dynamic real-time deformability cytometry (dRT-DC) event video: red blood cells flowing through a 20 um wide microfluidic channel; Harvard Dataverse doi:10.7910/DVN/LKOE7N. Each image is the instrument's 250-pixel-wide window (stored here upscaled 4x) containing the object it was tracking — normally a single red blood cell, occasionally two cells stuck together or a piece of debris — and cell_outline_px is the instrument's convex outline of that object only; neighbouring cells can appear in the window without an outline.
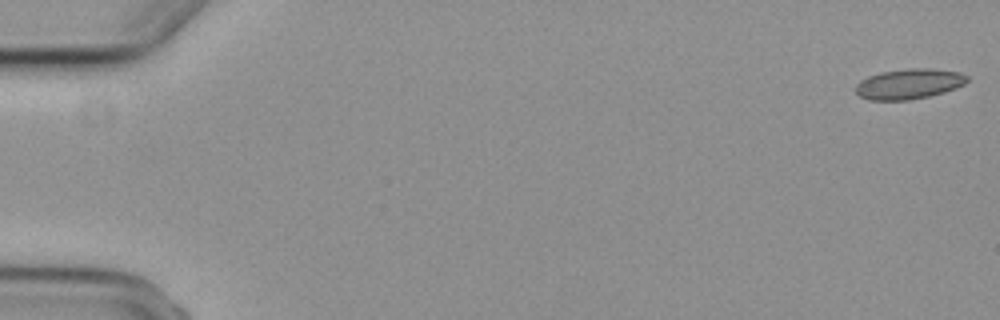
{"species": "common noctule bat (a hibernating species)", "species_latin": "Nyctalus noctula", "temperature_condition": "cold", "stored_images_in_passage": 6, "camera_frame_rate_fps": 3000, "um_per_image_px": 0.085, "animal": {"sex": "female", "body_mass_g": 29.2, "forearm_length_mm": 56.3}, "frame": {"image": 1, "passage_image": 1, "time_ms": 0.0, "image_size_px": [1000, 320], "cell_outline_px": [[968, 80], [964, 84], [956, 88], [944, 92], [928, 96], [908, 100], [868, 100], [860, 96], [856, 92], [856, 84], [860, 80], [868, 76], [880, 72], [908, 68], [932, 68], [960, 72], [968, 76]], "centroid_in_image_um": [77.26, 7.12], "position_along_channel_um": 7.7, "area_um2": 19.77}}
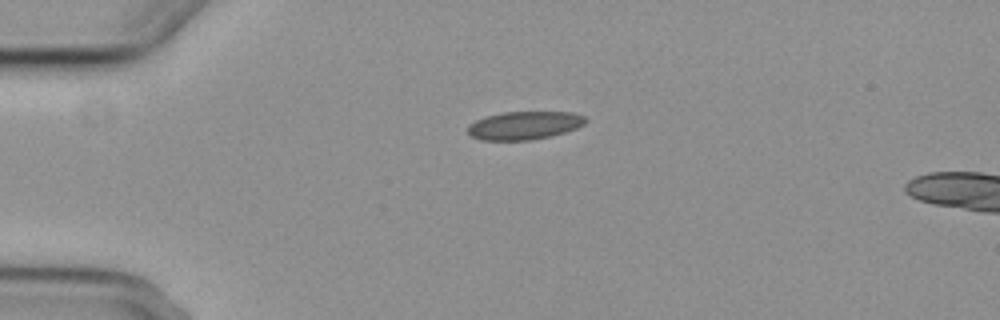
{"frame": {"image": 2, "passage_image": 4, "time_ms": 4.333, "image_size_px": [1000, 320], "cell_outline_px": [[588, 120], [584, 124], [576, 128], [552, 136], [532, 140], [480, 140], [472, 136], [468, 132], [468, 124], [484, 116], [504, 112], [572, 112], [584, 116]], "centroid_in_image_um": [44.56, 10.66], "position_along_channel_um": 40.4, "area_um2": 19.42}}